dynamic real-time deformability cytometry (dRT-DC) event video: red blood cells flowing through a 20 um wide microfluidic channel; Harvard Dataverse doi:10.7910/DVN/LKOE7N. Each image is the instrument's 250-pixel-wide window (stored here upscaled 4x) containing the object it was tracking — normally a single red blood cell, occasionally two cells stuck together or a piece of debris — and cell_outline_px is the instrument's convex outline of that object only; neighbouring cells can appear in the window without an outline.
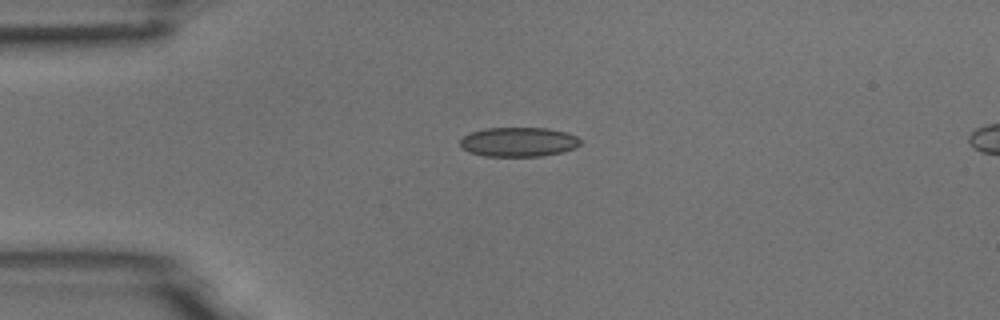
{"species": "common noctule bat (a hibernating species)", "species_latin": "Nyctalus noctula", "temperature_condition": "room temperature", "stored_images_in_passage": 42, "camera_frame_rate_fps": 3000, "um_per_image_px": 0.085, "animal": {"sex": "male", "body_mass_g": 18.8}, "frame": {"image": 1, "passage_image": 1, "time_ms": 0.0, "image_size_px": [1000, 320], "cell_outline_px": [[580, 144], [576, 148], [560, 152], [540, 156], [484, 156], [468, 152], [460, 148], [460, 140], [464, 136], [472, 132], [484, 128], [548, 128], [564, 132], [576, 136], [580, 140]], "centroid_in_image_um": [44.04, 12.07], "position_along_channel_um": 41.0, "area_um2": 20.58}}
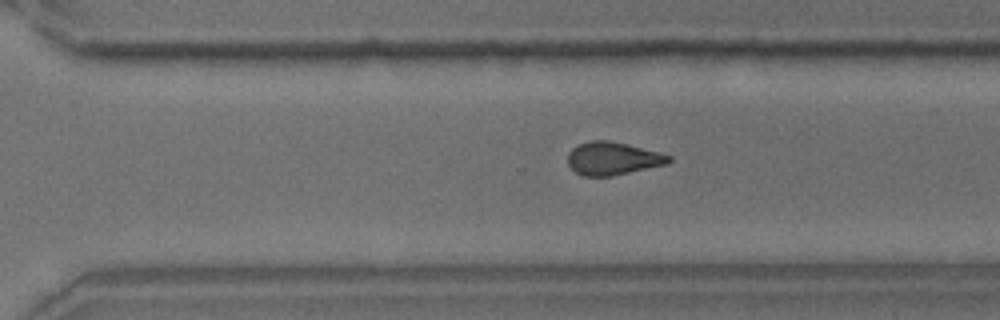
{"frame": {"image": 2, "passage_image": 25, "time_ms": 8.0, "image_size_px": [1000, 320], "cell_outline_px": [[672, 160], [668, 164], [612, 176], [584, 176], [576, 172], [568, 164], [568, 152], [572, 148], [580, 144], [592, 140], [608, 140], [628, 144], [660, 152], [672, 156]], "centroid_in_image_um": [52.12, 13.47], "position_along_channel_um": 318.5, "area_um2": 19.48}}
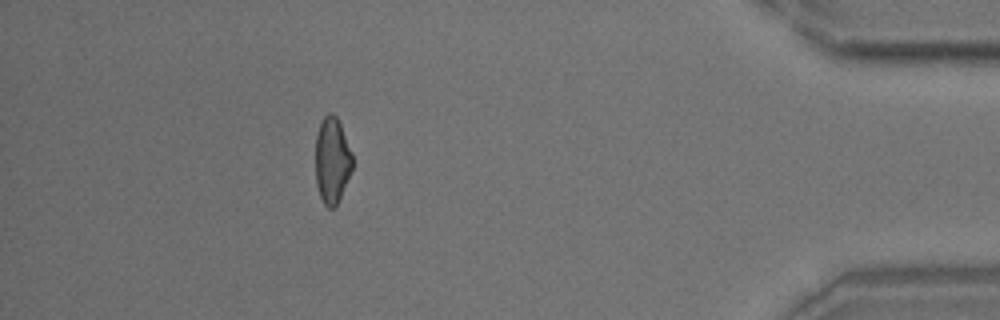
{"frame": {"image": 3, "passage_image": 36, "time_ms": 11.667, "image_size_px": [1000, 320], "cell_outline_px": [[352, 168], [336, 208], [328, 208], [324, 204], [320, 196], [316, 184], [316, 136], [320, 124], [324, 116], [328, 112], [332, 112], [336, 116], [340, 124], [352, 152]], "centroid_in_image_um": [28.22, 13.64], "position_along_channel_um": 407.0, "area_um2": 18.5}, "authors_computed_cell_mechanics": {"area_um2": 19.941, "velocity_mm_per_s": 3.778, "shape_relaxation_time_tau1_ms": 6.1656, "shape_relaxation_time_tau2_ms": 2.0781, "deformation_change_tau1": 0.134, "deformation_change_tau2": 0.0866}}